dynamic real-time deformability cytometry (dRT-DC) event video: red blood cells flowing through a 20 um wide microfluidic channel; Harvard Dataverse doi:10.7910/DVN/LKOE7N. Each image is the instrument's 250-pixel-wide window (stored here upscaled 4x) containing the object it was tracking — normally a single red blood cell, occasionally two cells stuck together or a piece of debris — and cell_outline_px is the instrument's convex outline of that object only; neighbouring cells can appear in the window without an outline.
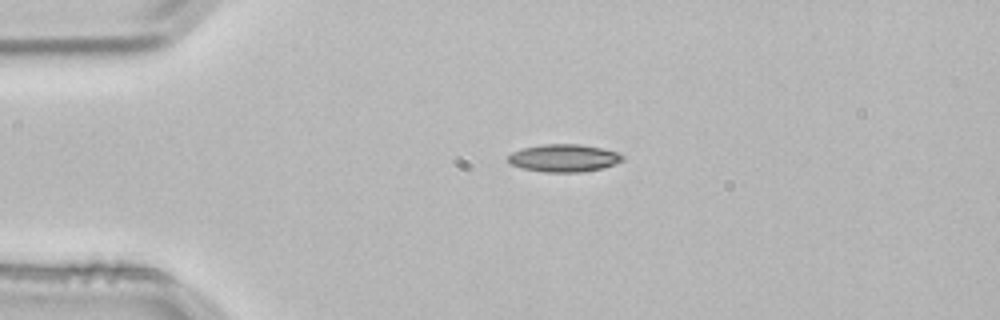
{"species": "common noctule bat (a hibernating species)", "species_latin": "Nyctalus noctula", "temperature_condition": "room temperature", "stored_images_in_passage": 3, "camera_frame_rate_fps": 3000, "um_per_image_px": 0.085, "animal": {"sex": "male", "body_mass_g": 21.5, "forearm_length_mm": 52.0}, "frame": {"image": 1, "passage_image": 1, "time_ms": 0.0, "image_size_px": [1000, 320], "cell_outline_px": [[624, 160], [600, 168], [580, 172], [544, 172], [520, 168], [508, 164], [508, 156], [512, 152], [520, 148], [540, 144], [580, 144], [604, 148], [616, 152], [624, 156]], "centroid_in_image_um": [47.86, 13.42], "position_along_channel_um": 37.1, "area_um2": 18.55}}